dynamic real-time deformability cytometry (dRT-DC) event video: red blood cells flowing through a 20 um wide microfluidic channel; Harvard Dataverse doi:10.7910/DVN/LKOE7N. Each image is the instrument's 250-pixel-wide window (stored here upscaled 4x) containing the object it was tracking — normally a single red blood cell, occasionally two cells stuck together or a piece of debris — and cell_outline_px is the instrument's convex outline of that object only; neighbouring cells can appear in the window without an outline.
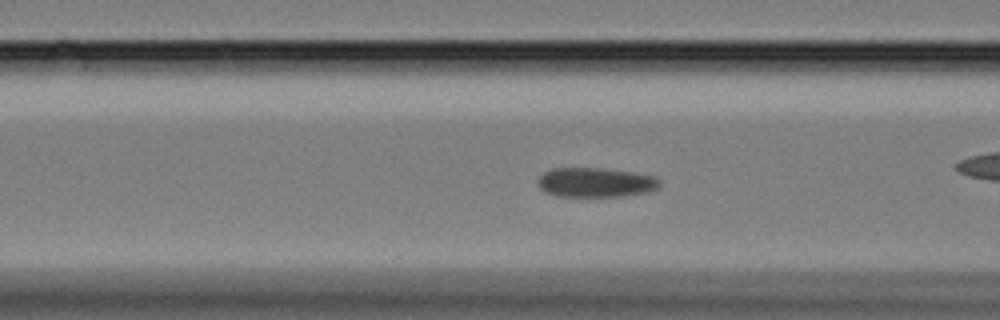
{"species": "Egyptian fruit bat (a non-hibernating species)", "species_latin": "Rousettus aegyptiacus", "temperature_condition": "cold", "stored_images_in_passage": 63, "camera_frame_rate_fps": 3000, "um_per_image_px": 0.085, "animal": {"sex": "female"}, "frame": {"image": 1, "passage_image": 24, "time_ms": 7.667, "image_size_px": [1000, 320], "cell_outline_px": [[660, 184], [656, 188], [648, 192], [620, 196], [556, 196], [544, 192], [536, 184], [536, 180], [544, 172], [552, 168], [600, 168], [636, 172], [656, 176], [660, 180]], "centroid_in_image_um": [50.6, 15.5], "position_along_channel_um": 116.0, "area_um2": 21.15}}
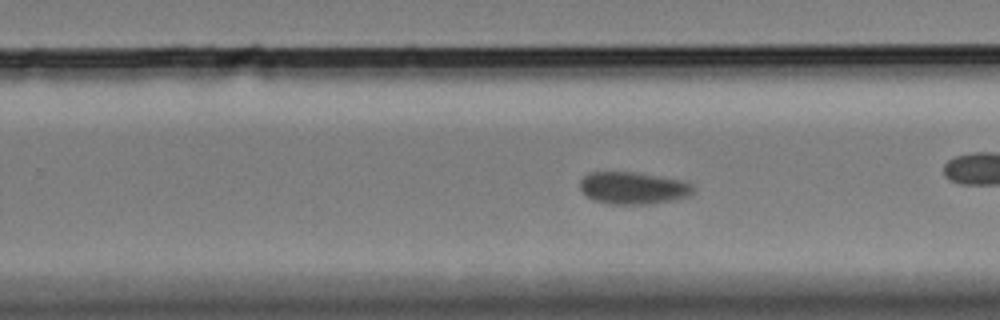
{"frame": {"image": 2, "passage_image": 39, "time_ms": 12.667, "image_size_px": [1000, 320], "cell_outline_px": [[696, 188], [692, 196], [676, 200], [648, 204], [608, 204], [592, 200], [580, 188], [580, 180], [588, 172], [636, 172], [688, 180]], "centroid_in_image_um": [53.91, 15.98], "position_along_channel_um": 275.9, "area_um2": 21.85}}
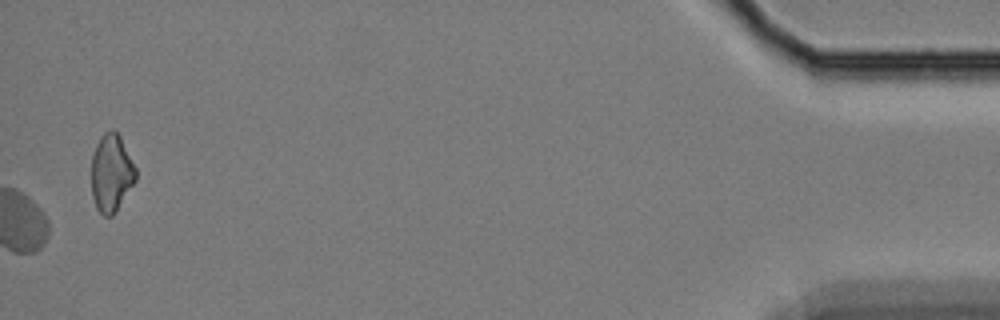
{"frame": {"image": 3, "passage_image": 63, "time_ms": 20.667, "image_size_px": [1000, 320], "cell_outline_px": [[136, 180], [112, 216], [104, 216], [96, 208], [92, 196], [92, 156], [96, 144], [100, 136], [104, 132], [112, 128], [120, 136], [136, 168]], "centroid_in_image_um": [9.46, 14.68], "position_along_channel_um": 425.7, "area_um2": 19.94}, "authors_computed_cell_mechanics": {"area_um2": 21.675, "velocity_mm_per_s": 3.2133, "shape_relaxation_time_tau1_ms": null, "shape_relaxation_time_tau2_ms": 1.9819, "deformation_change_tau1": null, "deformation_change_tau2": 0.029}}